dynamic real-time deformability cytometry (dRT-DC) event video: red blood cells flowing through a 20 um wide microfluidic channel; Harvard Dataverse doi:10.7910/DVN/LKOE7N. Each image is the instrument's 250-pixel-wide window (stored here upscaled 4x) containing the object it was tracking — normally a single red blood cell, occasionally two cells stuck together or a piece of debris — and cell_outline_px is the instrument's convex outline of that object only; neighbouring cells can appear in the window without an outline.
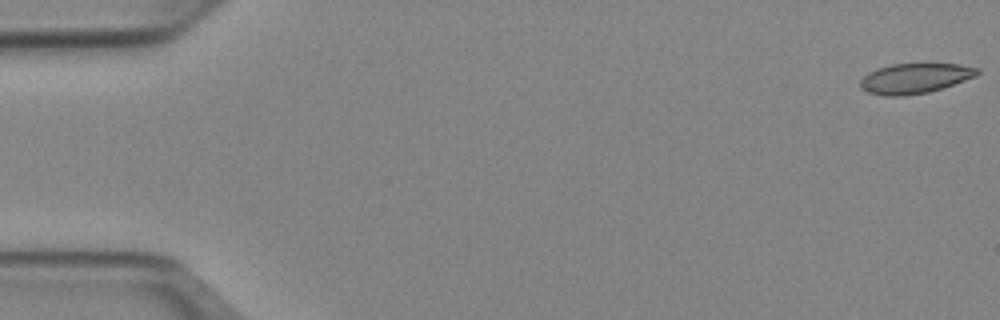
{"species": "Egyptian fruit bat (a non-hibernating species)", "species_latin": "Rousettus aegyptiacus", "temperature_condition": "cold", "stored_images_in_passage": 51, "camera_frame_rate_fps": 3000, "um_per_image_px": 0.085, "animal": {"sex": "female"}, "frame": {"image": 1, "passage_image": 1, "time_ms": 0.0, "image_size_px": [1000, 320], "cell_outline_px": [[980, 72], [976, 76], [944, 88], [928, 92], [904, 96], [884, 96], [868, 92], [860, 88], [860, 80], [868, 72], [876, 68], [892, 64], [960, 64], [980, 68]], "centroid_in_image_um": [77.77, 6.66], "position_along_channel_um": 7.2, "area_um2": 20.69}}
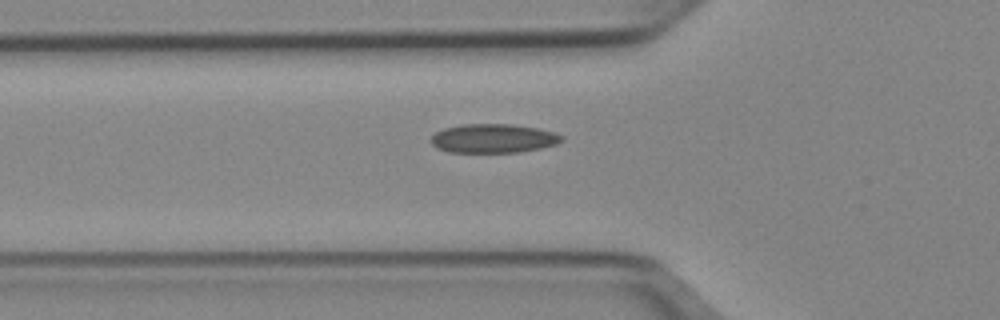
{"frame": {"image": 2, "passage_image": 18, "time_ms": 5.667, "image_size_px": [1000, 320], "cell_outline_px": [[564, 140], [556, 144], [540, 148], [520, 152], [448, 152], [436, 148], [428, 140], [436, 132], [444, 128], [464, 124], [512, 124], [536, 128], [552, 132], [564, 136]], "centroid_in_image_um": [41.9, 11.77], "position_along_channel_um": 83.9, "area_um2": 22.08}}
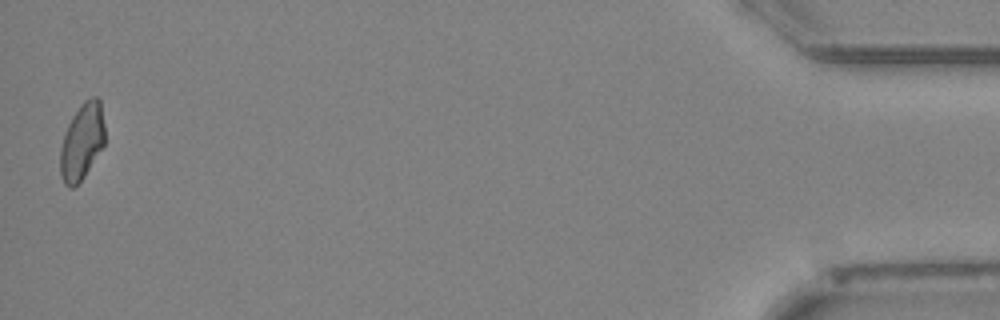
{"frame": {"image": 3, "passage_image": 51, "time_ms": 16.667, "image_size_px": [1000, 320], "cell_outline_px": [[104, 144], [84, 176], [72, 188], [68, 188], [64, 184], [60, 176], [60, 148], [64, 132], [72, 116], [80, 104], [84, 100], [92, 96], [96, 96], [100, 100], [104, 124]], "centroid_in_image_um": [6.94, 12.02], "position_along_channel_um": 428.3, "area_um2": 19.88}, "authors_computed_cell_mechanics": {"area_um2": 21.0392, "velocity_mm_per_s": 3.9538, "shape_relaxation_time_tau1_ms": null, "shape_relaxation_time_tau2_ms": 4.8635, "deformation_change_tau1": null, "deformation_change_tau2": 0.101}}